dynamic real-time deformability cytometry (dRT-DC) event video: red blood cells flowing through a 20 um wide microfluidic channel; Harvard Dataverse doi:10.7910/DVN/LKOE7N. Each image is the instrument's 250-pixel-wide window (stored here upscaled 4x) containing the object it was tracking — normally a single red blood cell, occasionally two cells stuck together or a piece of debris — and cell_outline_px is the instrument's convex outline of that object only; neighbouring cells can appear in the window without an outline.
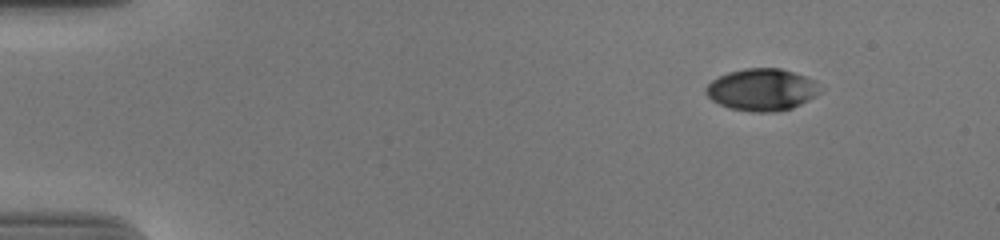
{"species": "human", "species_latin": "Homo sapiens", "temperature_condition": "cold", "stored_images_in_passage": 50, "camera_frame_rate_fps": 3000, "um_per_image_px": 0.085, "donor": {"sex": "male"}, "frame": {"image": 1, "passage_image": 1, "time_ms": 0.0, "image_size_px": [1000, 240], "cell_outline_px": [[820, 92], [816, 96], [792, 108], [772, 112], [752, 112], [732, 108], [720, 104], [712, 100], [704, 92], [704, 88], [712, 80], [728, 72], [744, 68], [780, 68], [816, 80]], "centroid_in_image_um": [64.75, 7.62], "position_along_channel_um": 20.3, "area_um2": 27.86}}
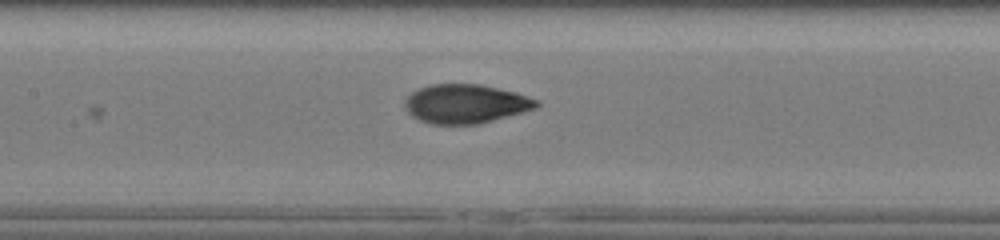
{"frame": {"image": 2, "passage_image": 22, "time_ms": 7.0, "image_size_px": [1000, 240], "cell_outline_px": [[540, 104], [536, 108], [480, 124], [432, 124], [420, 120], [412, 116], [408, 112], [404, 104], [404, 100], [412, 92], [420, 88], [432, 84], [480, 84], [516, 92], [540, 100]], "centroid_in_image_um": [39.6, 8.82], "position_along_channel_um": 167.8, "area_um2": 29.94}}
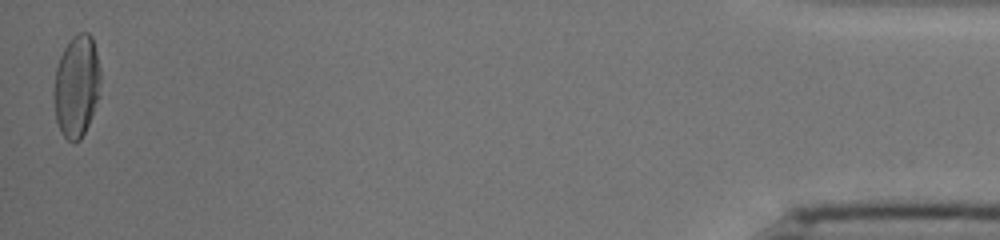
{"frame": {"image": 3, "passage_image": 50, "time_ms": 16.333, "image_size_px": [1000, 240], "cell_outline_px": [[100, 96], [88, 124], [80, 140], [72, 144], [64, 136], [56, 120], [52, 96], [56, 68], [60, 56], [64, 48], [72, 36], [76, 32], [88, 32], [92, 36], [100, 68]], "centroid_in_image_um": [6.5, 7.31], "position_along_channel_um": 428.7, "area_um2": 28.15}, "authors_computed_cell_mechanics": {"area_um2": 28.6977, "velocity_mm_per_s": 3.7066, "shape_relaxation_time_tau1_ms": 5.5651, "shape_relaxation_time_tau2_ms": 0.9403, "deformation_change_tau1": 0.2078, "deformation_change_tau2": 0.0571}}